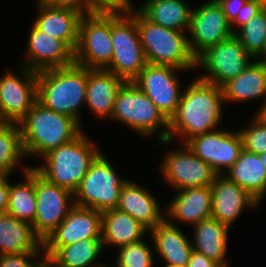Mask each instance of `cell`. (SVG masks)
<instances>
[{
    "label": "cell",
    "instance_id": "44",
    "mask_svg": "<svg viewBox=\"0 0 266 267\" xmlns=\"http://www.w3.org/2000/svg\"><path fill=\"white\" fill-rule=\"evenodd\" d=\"M44 257L41 261L38 260L33 267H58L50 257L43 255Z\"/></svg>",
    "mask_w": 266,
    "mask_h": 267
},
{
    "label": "cell",
    "instance_id": "37",
    "mask_svg": "<svg viewBox=\"0 0 266 267\" xmlns=\"http://www.w3.org/2000/svg\"><path fill=\"white\" fill-rule=\"evenodd\" d=\"M130 0H89V15L93 13L103 14H127L134 7Z\"/></svg>",
    "mask_w": 266,
    "mask_h": 267
},
{
    "label": "cell",
    "instance_id": "30",
    "mask_svg": "<svg viewBox=\"0 0 266 267\" xmlns=\"http://www.w3.org/2000/svg\"><path fill=\"white\" fill-rule=\"evenodd\" d=\"M194 226L193 250L206 255L219 265H228L226 259L229 227L209 217Z\"/></svg>",
    "mask_w": 266,
    "mask_h": 267
},
{
    "label": "cell",
    "instance_id": "31",
    "mask_svg": "<svg viewBox=\"0 0 266 267\" xmlns=\"http://www.w3.org/2000/svg\"><path fill=\"white\" fill-rule=\"evenodd\" d=\"M23 170L25 181L15 185L9 182L7 214L32 225L36 213L35 170L29 165Z\"/></svg>",
    "mask_w": 266,
    "mask_h": 267
},
{
    "label": "cell",
    "instance_id": "49",
    "mask_svg": "<svg viewBox=\"0 0 266 267\" xmlns=\"http://www.w3.org/2000/svg\"><path fill=\"white\" fill-rule=\"evenodd\" d=\"M94 267H107V266H105V265H103V264H102V265H99V264L96 265V264H95ZM116 267H117V266H116Z\"/></svg>",
    "mask_w": 266,
    "mask_h": 267
},
{
    "label": "cell",
    "instance_id": "42",
    "mask_svg": "<svg viewBox=\"0 0 266 267\" xmlns=\"http://www.w3.org/2000/svg\"><path fill=\"white\" fill-rule=\"evenodd\" d=\"M217 262L195 250L192 251L190 261L185 267H220Z\"/></svg>",
    "mask_w": 266,
    "mask_h": 267
},
{
    "label": "cell",
    "instance_id": "45",
    "mask_svg": "<svg viewBox=\"0 0 266 267\" xmlns=\"http://www.w3.org/2000/svg\"><path fill=\"white\" fill-rule=\"evenodd\" d=\"M265 101L262 103L263 105L261 108L256 112V118H258L261 122L266 124V98Z\"/></svg>",
    "mask_w": 266,
    "mask_h": 267
},
{
    "label": "cell",
    "instance_id": "23",
    "mask_svg": "<svg viewBox=\"0 0 266 267\" xmlns=\"http://www.w3.org/2000/svg\"><path fill=\"white\" fill-rule=\"evenodd\" d=\"M166 208V215L178 222L195 225L211 217L212 190L210 186L193 187L176 191Z\"/></svg>",
    "mask_w": 266,
    "mask_h": 267
},
{
    "label": "cell",
    "instance_id": "5",
    "mask_svg": "<svg viewBox=\"0 0 266 267\" xmlns=\"http://www.w3.org/2000/svg\"><path fill=\"white\" fill-rule=\"evenodd\" d=\"M136 20L140 42L147 64L170 65L183 70L196 67V57L184 32L156 25L146 19L136 7L130 12Z\"/></svg>",
    "mask_w": 266,
    "mask_h": 267
},
{
    "label": "cell",
    "instance_id": "34",
    "mask_svg": "<svg viewBox=\"0 0 266 267\" xmlns=\"http://www.w3.org/2000/svg\"><path fill=\"white\" fill-rule=\"evenodd\" d=\"M234 35L246 51L258 59L266 48V8L264 7L246 24L240 27Z\"/></svg>",
    "mask_w": 266,
    "mask_h": 267
},
{
    "label": "cell",
    "instance_id": "41",
    "mask_svg": "<svg viewBox=\"0 0 266 267\" xmlns=\"http://www.w3.org/2000/svg\"><path fill=\"white\" fill-rule=\"evenodd\" d=\"M55 6L75 10L83 16L89 15V0H58Z\"/></svg>",
    "mask_w": 266,
    "mask_h": 267
},
{
    "label": "cell",
    "instance_id": "1",
    "mask_svg": "<svg viewBox=\"0 0 266 267\" xmlns=\"http://www.w3.org/2000/svg\"><path fill=\"white\" fill-rule=\"evenodd\" d=\"M221 87L196 77L181 95L176 114L169 121V133L164 144L182 136L184 144L191 138L216 130L222 119Z\"/></svg>",
    "mask_w": 266,
    "mask_h": 267
},
{
    "label": "cell",
    "instance_id": "43",
    "mask_svg": "<svg viewBox=\"0 0 266 267\" xmlns=\"http://www.w3.org/2000/svg\"><path fill=\"white\" fill-rule=\"evenodd\" d=\"M9 197V176L0 175V214H6Z\"/></svg>",
    "mask_w": 266,
    "mask_h": 267
},
{
    "label": "cell",
    "instance_id": "29",
    "mask_svg": "<svg viewBox=\"0 0 266 267\" xmlns=\"http://www.w3.org/2000/svg\"><path fill=\"white\" fill-rule=\"evenodd\" d=\"M224 101H248L266 98V68L254 59L237 77L221 86Z\"/></svg>",
    "mask_w": 266,
    "mask_h": 267
},
{
    "label": "cell",
    "instance_id": "21",
    "mask_svg": "<svg viewBox=\"0 0 266 267\" xmlns=\"http://www.w3.org/2000/svg\"><path fill=\"white\" fill-rule=\"evenodd\" d=\"M125 82L123 78L105 69L87 68L85 103L98 117L112 118L117 93Z\"/></svg>",
    "mask_w": 266,
    "mask_h": 267
},
{
    "label": "cell",
    "instance_id": "13",
    "mask_svg": "<svg viewBox=\"0 0 266 267\" xmlns=\"http://www.w3.org/2000/svg\"><path fill=\"white\" fill-rule=\"evenodd\" d=\"M20 68L23 79L9 71L0 77V122L18 124L37 100V72Z\"/></svg>",
    "mask_w": 266,
    "mask_h": 267
},
{
    "label": "cell",
    "instance_id": "6",
    "mask_svg": "<svg viewBox=\"0 0 266 267\" xmlns=\"http://www.w3.org/2000/svg\"><path fill=\"white\" fill-rule=\"evenodd\" d=\"M111 119L131 127L140 137L157 133L159 141L168 138L169 120L133 81L125 82L117 93Z\"/></svg>",
    "mask_w": 266,
    "mask_h": 267
},
{
    "label": "cell",
    "instance_id": "4",
    "mask_svg": "<svg viewBox=\"0 0 266 267\" xmlns=\"http://www.w3.org/2000/svg\"><path fill=\"white\" fill-rule=\"evenodd\" d=\"M100 153L82 131L75 139L43 156V165L32 168L45 180L74 193Z\"/></svg>",
    "mask_w": 266,
    "mask_h": 267
},
{
    "label": "cell",
    "instance_id": "33",
    "mask_svg": "<svg viewBox=\"0 0 266 267\" xmlns=\"http://www.w3.org/2000/svg\"><path fill=\"white\" fill-rule=\"evenodd\" d=\"M25 156L17 123L0 122V175L10 176Z\"/></svg>",
    "mask_w": 266,
    "mask_h": 267
},
{
    "label": "cell",
    "instance_id": "25",
    "mask_svg": "<svg viewBox=\"0 0 266 267\" xmlns=\"http://www.w3.org/2000/svg\"><path fill=\"white\" fill-rule=\"evenodd\" d=\"M40 251H43V241L31 224L7 213L0 214V255Z\"/></svg>",
    "mask_w": 266,
    "mask_h": 267
},
{
    "label": "cell",
    "instance_id": "10",
    "mask_svg": "<svg viewBox=\"0 0 266 267\" xmlns=\"http://www.w3.org/2000/svg\"><path fill=\"white\" fill-rule=\"evenodd\" d=\"M253 60L254 58L233 35L208 47L196 58V66H203L206 70V73L198 78L221 87L243 72Z\"/></svg>",
    "mask_w": 266,
    "mask_h": 267
},
{
    "label": "cell",
    "instance_id": "36",
    "mask_svg": "<svg viewBox=\"0 0 266 267\" xmlns=\"http://www.w3.org/2000/svg\"><path fill=\"white\" fill-rule=\"evenodd\" d=\"M250 126L240 129L243 148L254 154L266 152V124L258 118L251 119Z\"/></svg>",
    "mask_w": 266,
    "mask_h": 267
},
{
    "label": "cell",
    "instance_id": "50",
    "mask_svg": "<svg viewBox=\"0 0 266 267\" xmlns=\"http://www.w3.org/2000/svg\"><path fill=\"white\" fill-rule=\"evenodd\" d=\"M263 3H264V7L266 8V0H263Z\"/></svg>",
    "mask_w": 266,
    "mask_h": 267
},
{
    "label": "cell",
    "instance_id": "9",
    "mask_svg": "<svg viewBox=\"0 0 266 267\" xmlns=\"http://www.w3.org/2000/svg\"><path fill=\"white\" fill-rule=\"evenodd\" d=\"M112 55L111 14L82 16L74 62L88 69H106Z\"/></svg>",
    "mask_w": 266,
    "mask_h": 267
},
{
    "label": "cell",
    "instance_id": "48",
    "mask_svg": "<svg viewBox=\"0 0 266 267\" xmlns=\"http://www.w3.org/2000/svg\"><path fill=\"white\" fill-rule=\"evenodd\" d=\"M259 158H260L261 162L263 163V165H264L265 168H266V152H264V153H260V154H259Z\"/></svg>",
    "mask_w": 266,
    "mask_h": 267
},
{
    "label": "cell",
    "instance_id": "27",
    "mask_svg": "<svg viewBox=\"0 0 266 267\" xmlns=\"http://www.w3.org/2000/svg\"><path fill=\"white\" fill-rule=\"evenodd\" d=\"M226 177L246 190L259 203L266 195V168L259 158L245 149L228 171Z\"/></svg>",
    "mask_w": 266,
    "mask_h": 267
},
{
    "label": "cell",
    "instance_id": "26",
    "mask_svg": "<svg viewBox=\"0 0 266 267\" xmlns=\"http://www.w3.org/2000/svg\"><path fill=\"white\" fill-rule=\"evenodd\" d=\"M146 232L149 230L129 214L118 209L102 212L103 247L114 245L119 248L138 242Z\"/></svg>",
    "mask_w": 266,
    "mask_h": 267
},
{
    "label": "cell",
    "instance_id": "38",
    "mask_svg": "<svg viewBox=\"0 0 266 267\" xmlns=\"http://www.w3.org/2000/svg\"><path fill=\"white\" fill-rule=\"evenodd\" d=\"M41 252L13 253L0 255V267H33ZM36 260V261H35Z\"/></svg>",
    "mask_w": 266,
    "mask_h": 267
},
{
    "label": "cell",
    "instance_id": "17",
    "mask_svg": "<svg viewBox=\"0 0 266 267\" xmlns=\"http://www.w3.org/2000/svg\"><path fill=\"white\" fill-rule=\"evenodd\" d=\"M88 238H102V212L74 206L65 220L43 241V255Z\"/></svg>",
    "mask_w": 266,
    "mask_h": 267
},
{
    "label": "cell",
    "instance_id": "24",
    "mask_svg": "<svg viewBox=\"0 0 266 267\" xmlns=\"http://www.w3.org/2000/svg\"><path fill=\"white\" fill-rule=\"evenodd\" d=\"M165 219L150 230L155 250L166 265L185 267L190 261L193 244L172 221Z\"/></svg>",
    "mask_w": 266,
    "mask_h": 267
},
{
    "label": "cell",
    "instance_id": "12",
    "mask_svg": "<svg viewBox=\"0 0 266 267\" xmlns=\"http://www.w3.org/2000/svg\"><path fill=\"white\" fill-rule=\"evenodd\" d=\"M181 70L185 71L170 65L147 64L133 80L169 121L176 114L182 95L175 74Z\"/></svg>",
    "mask_w": 266,
    "mask_h": 267
},
{
    "label": "cell",
    "instance_id": "35",
    "mask_svg": "<svg viewBox=\"0 0 266 267\" xmlns=\"http://www.w3.org/2000/svg\"><path fill=\"white\" fill-rule=\"evenodd\" d=\"M144 239L118 248L117 267H153L154 256Z\"/></svg>",
    "mask_w": 266,
    "mask_h": 267
},
{
    "label": "cell",
    "instance_id": "14",
    "mask_svg": "<svg viewBox=\"0 0 266 267\" xmlns=\"http://www.w3.org/2000/svg\"><path fill=\"white\" fill-rule=\"evenodd\" d=\"M165 154L160 170L167 183L173 189L211 186L217 175L212 168L198 158L186 145Z\"/></svg>",
    "mask_w": 266,
    "mask_h": 267
},
{
    "label": "cell",
    "instance_id": "18",
    "mask_svg": "<svg viewBox=\"0 0 266 267\" xmlns=\"http://www.w3.org/2000/svg\"><path fill=\"white\" fill-rule=\"evenodd\" d=\"M23 67L40 72L74 63V52L62 41L38 29L34 24L28 37Z\"/></svg>",
    "mask_w": 266,
    "mask_h": 267
},
{
    "label": "cell",
    "instance_id": "46",
    "mask_svg": "<svg viewBox=\"0 0 266 267\" xmlns=\"http://www.w3.org/2000/svg\"><path fill=\"white\" fill-rule=\"evenodd\" d=\"M58 0H37V5H55Z\"/></svg>",
    "mask_w": 266,
    "mask_h": 267
},
{
    "label": "cell",
    "instance_id": "47",
    "mask_svg": "<svg viewBox=\"0 0 266 267\" xmlns=\"http://www.w3.org/2000/svg\"><path fill=\"white\" fill-rule=\"evenodd\" d=\"M259 59H258V61L266 68V48L263 51V53L259 56Z\"/></svg>",
    "mask_w": 266,
    "mask_h": 267
},
{
    "label": "cell",
    "instance_id": "52",
    "mask_svg": "<svg viewBox=\"0 0 266 267\" xmlns=\"http://www.w3.org/2000/svg\"><path fill=\"white\" fill-rule=\"evenodd\" d=\"M220 267H229L228 265H221Z\"/></svg>",
    "mask_w": 266,
    "mask_h": 267
},
{
    "label": "cell",
    "instance_id": "32",
    "mask_svg": "<svg viewBox=\"0 0 266 267\" xmlns=\"http://www.w3.org/2000/svg\"><path fill=\"white\" fill-rule=\"evenodd\" d=\"M103 249L101 238H88L59 247L50 258L58 267H90Z\"/></svg>",
    "mask_w": 266,
    "mask_h": 267
},
{
    "label": "cell",
    "instance_id": "7",
    "mask_svg": "<svg viewBox=\"0 0 266 267\" xmlns=\"http://www.w3.org/2000/svg\"><path fill=\"white\" fill-rule=\"evenodd\" d=\"M127 181L118 177L111 162L100 153L74 192L75 205L99 212L117 209L122 186Z\"/></svg>",
    "mask_w": 266,
    "mask_h": 267
},
{
    "label": "cell",
    "instance_id": "20",
    "mask_svg": "<svg viewBox=\"0 0 266 267\" xmlns=\"http://www.w3.org/2000/svg\"><path fill=\"white\" fill-rule=\"evenodd\" d=\"M38 15L32 24L59 40L75 52L79 39L82 14L55 5H37Z\"/></svg>",
    "mask_w": 266,
    "mask_h": 267
},
{
    "label": "cell",
    "instance_id": "51",
    "mask_svg": "<svg viewBox=\"0 0 266 267\" xmlns=\"http://www.w3.org/2000/svg\"><path fill=\"white\" fill-rule=\"evenodd\" d=\"M164 267H177V266H169V265H165Z\"/></svg>",
    "mask_w": 266,
    "mask_h": 267
},
{
    "label": "cell",
    "instance_id": "28",
    "mask_svg": "<svg viewBox=\"0 0 266 267\" xmlns=\"http://www.w3.org/2000/svg\"><path fill=\"white\" fill-rule=\"evenodd\" d=\"M136 9L156 25L189 31L192 9L184 0H146Z\"/></svg>",
    "mask_w": 266,
    "mask_h": 267
},
{
    "label": "cell",
    "instance_id": "16",
    "mask_svg": "<svg viewBox=\"0 0 266 267\" xmlns=\"http://www.w3.org/2000/svg\"><path fill=\"white\" fill-rule=\"evenodd\" d=\"M188 40L192 54L197 58L208 47L234 35L231 23L216 0H210L196 9L192 8Z\"/></svg>",
    "mask_w": 266,
    "mask_h": 267
},
{
    "label": "cell",
    "instance_id": "15",
    "mask_svg": "<svg viewBox=\"0 0 266 267\" xmlns=\"http://www.w3.org/2000/svg\"><path fill=\"white\" fill-rule=\"evenodd\" d=\"M186 145L217 175L233 166L244 149L239 130L232 133L216 129L191 138Z\"/></svg>",
    "mask_w": 266,
    "mask_h": 267
},
{
    "label": "cell",
    "instance_id": "11",
    "mask_svg": "<svg viewBox=\"0 0 266 267\" xmlns=\"http://www.w3.org/2000/svg\"><path fill=\"white\" fill-rule=\"evenodd\" d=\"M35 193L36 213L32 228L34 233L44 241L75 206L74 193L45 180L36 171Z\"/></svg>",
    "mask_w": 266,
    "mask_h": 267
},
{
    "label": "cell",
    "instance_id": "8",
    "mask_svg": "<svg viewBox=\"0 0 266 267\" xmlns=\"http://www.w3.org/2000/svg\"><path fill=\"white\" fill-rule=\"evenodd\" d=\"M113 55L105 69L126 82L133 81L147 65L135 18L130 14H111Z\"/></svg>",
    "mask_w": 266,
    "mask_h": 267
},
{
    "label": "cell",
    "instance_id": "2",
    "mask_svg": "<svg viewBox=\"0 0 266 267\" xmlns=\"http://www.w3.org/2000/svg\"><path fill=\"white\" fill-rule=\"evenodd\" d=\"M18 125L25 156L43 157L82 132L75 119L45 107L38 100Z\"/></svg>",
    "mask_w": 266,
    "mask_h": 267
},
{
    "label": "cell",
    "instance_id": "22",
    "mask_svg": "<svg viewBox=\"0 0 266 267\" xmlns=\"http://www.w3.org/2000/svg\"><path fill=\"white\" fill-rule=\"evenodd\" d=\"M158 203L150 191L128 180L122 186L117 209L131 215L150 231L165 219Z\"/></svg>",
    "mask_w": 266,
    "mask_h": 267
},
{
    "label": "cell",
    "instance_id": "39",
    "mask_svg": "<svg viewBox=\"0 0 266 267\" xmlns=\"http://www.w3.org/2000/svg\"><path fill=\"white\" fill-rule=\"evenodd\" d=\"M264 8L263 0H247L243 7L237 13L235 20L231 23V29L235 33L233 25L241 27L246 24L251 18H253L259 11Z\"/></svg>",
    "mask_w": 266,
    "mask_h": 267
},
{
    "label": "cell",
    "instance_id": "19",
    "mask_svg": "<svg viewBox=\"0 0 266 267\" xmlns=\"http://www.w3.org/2000/svg\"><path fill=\"white\" fill-rule=\"evenodd\" d=\"M211 217L229 228L245 208L260 204L246 190L224 175H216L212 185Z\"/></svg>",
    "mask_w": 266,
    "mask_h": 267
},
{
    "label": "cell",
    "instance_id": "3",
    "mask_svg": "<svg viewBox=\"0 0 266 267\" xmlns=\"http://www.w3.org/2000/svg\"><path fill=\"white\" fill-rule=\"evenodd\" d=\"M87 68L77 63L37 72V100L45 107L75 119L85 104Z\"/></svg>",
    "mask_w": 266,
    "mask_h": 267
},
{
    "label": "cell",
    "instance_id": "40",
    "mask_svg": "<svg viewBox=\"0 0 266 267\" xmlns=\"http://www.w3.org/2000/svg\"><path fill=\"white\" fill-rule=\"evenodd\" d=\"M227 20L232 23L247 0H216Z\"/></svg>",
    "mask_w": 266,
    "mask_h": 267
}]
</instances>
